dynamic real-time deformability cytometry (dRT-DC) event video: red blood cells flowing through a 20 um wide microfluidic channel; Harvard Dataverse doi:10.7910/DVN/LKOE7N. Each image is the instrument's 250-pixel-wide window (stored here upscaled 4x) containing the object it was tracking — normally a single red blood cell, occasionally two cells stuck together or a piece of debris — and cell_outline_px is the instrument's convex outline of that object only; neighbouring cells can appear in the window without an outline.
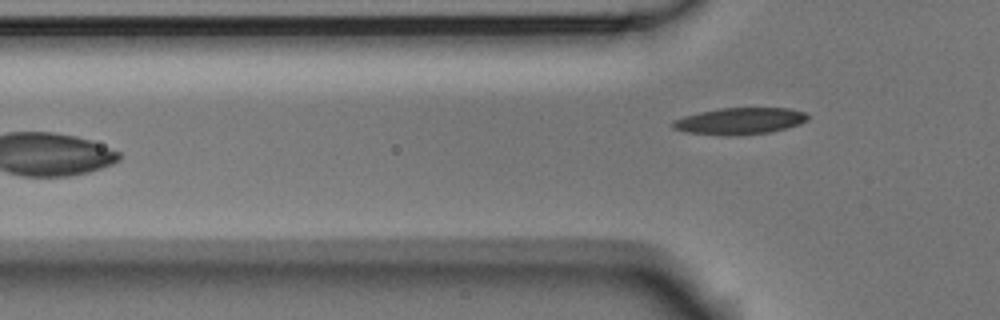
{"species": "Egyptian fruit bat (a non-hibernating species)", "species_latin": "Rousettus aegyptiacus", "temperature_condition": "room temperature", "stored_images_in_passage": 5, "camera_frame_rate_fps": 3000, "um_per_image_px": 0.085, "animal": {"sex": "male"}, "frame": {"image": 1, "passage_image": 5, "time_ms": 1.333, "image_size_px": [1000, 320], "cell_outline_px": [[808, 120], [800, 124], [788, 128], [768, 132], [740, 136], [728, 136], [684, 132], [672, 128], [672, 120], [684, 116], [700, 112], [720, 108], [788, 108], [804, 112], [808, 116]], "centroid_in_image_um": [62.86, 10.3], "position_along_channel_um": 62.9, "area_um2": 21.15}}